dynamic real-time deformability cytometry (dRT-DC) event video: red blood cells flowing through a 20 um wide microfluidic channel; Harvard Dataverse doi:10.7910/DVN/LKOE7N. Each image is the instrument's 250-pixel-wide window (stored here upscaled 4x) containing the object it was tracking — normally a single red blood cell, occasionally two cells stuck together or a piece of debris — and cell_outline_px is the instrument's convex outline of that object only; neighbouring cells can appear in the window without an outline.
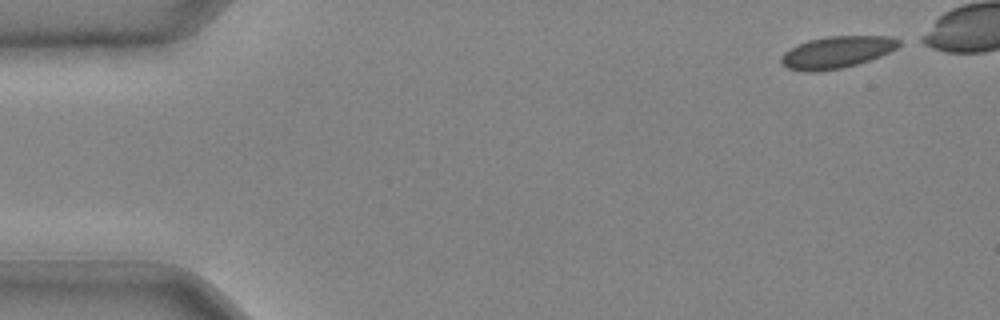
{"species": "common noctule bat (a hibernating species)", "species_latin": "Nyctalus noctula", "temperature_condition": "cold", "stored_images_in_passage": 37, "camera_frame_rate_fps": 3000, "um_per_image_px": 0.085, "animal": {"sex": "male", "body_mass_g": 20.4}, "frame": {"image": 1, "passage_image": 1, "time_ms": 0.0, "image_size_px": [1000, 320], "cell_outline_px": [[900, 44], [896, 48], [880, 56], [856, 64], [840, 68], [816, 72], [804, 72], [788, 68], [780, 64], [780, 56], [784, 52], [808, 40], [828, 36], [888, 36], [900, 40]], "centroid_in_image_um": [71.08, 4.44], "position_along_channel_um": 13.9, "area_um2": 21.73}}
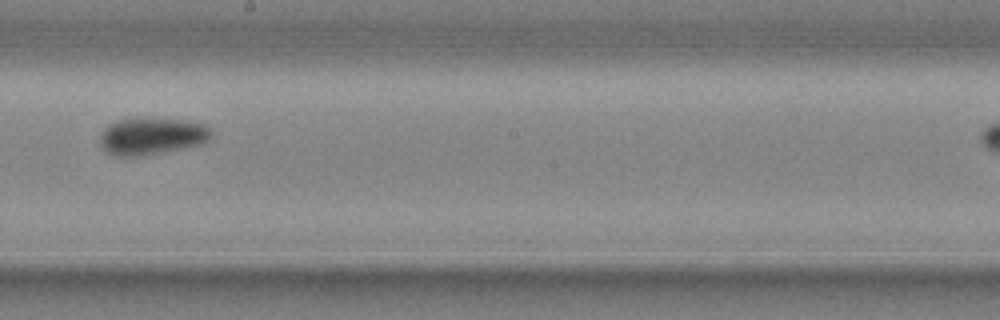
{"frame": {"image": 2, "passage_image": 23, "time_ms": 7.333, "image_size_px": [1000, 320], "cell_outline_px": [[212, 140], [204, 144], [164, 152], [140, 156], [116, 156], [108, 152], [100, 144], [100, 136], [104, 128], [108, 124], [116, 120], [184, 120], [208, 124], [212, 132]], "centroid_in_image_um": [12.97, 11.6], "position_along_channel_um": 235.2, "area_um2": 23.87}}
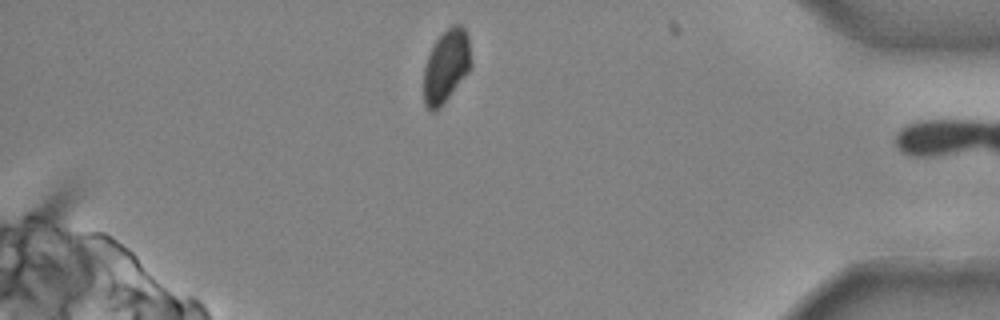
{"frame": {"image": 3, "passage_image": 36, "time_ms": 11.667, "image_size_px": [1000, 320], "cell_outline_px": [[472, 68], [440, 108], [432, 112], [428, 112], [424, 104], [424, 68], [428, 56], [436, 40], [452, 24], [460, 24], [464, 28], [468, 36], [472, 60]], "centroid_in_image_um": [37.94, 5.65], "position_along_channel_um": 397.3, "area_um2": 20.35}}